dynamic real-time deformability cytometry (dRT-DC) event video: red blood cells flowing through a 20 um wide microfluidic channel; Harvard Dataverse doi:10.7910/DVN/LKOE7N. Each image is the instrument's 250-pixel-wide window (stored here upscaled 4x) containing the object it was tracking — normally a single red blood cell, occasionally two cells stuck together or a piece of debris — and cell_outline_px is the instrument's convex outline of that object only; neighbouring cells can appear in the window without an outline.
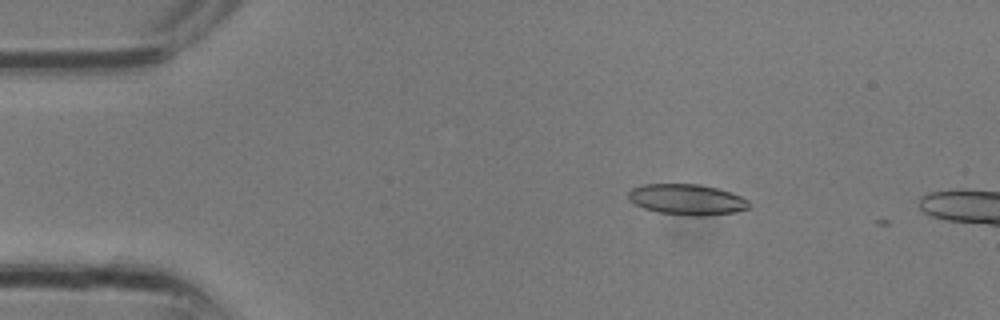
{"species": "common noctule bat (a hibernating species)", "species_latin": "Nyctalus noctula", "temperature_condition": "room temperature", "stored_images_in_passage": 7, "camera_frame_rate_fps": 3000, "um_per_image_px": 0.085, "animal": {"sex": "male", "body_mass_g": 13.3}, "frame": {"image": 1, "passage_image": 4, "time_ms": 1.0, "image_size_px": [1000, 320], "cell_outline_px": [[752, 204], [748, 208], [736, 212], [704, 216], [692, 216], [660, 212], [644, 208], [628, 200], [628, 192], [632, 188], [644, 184], [700, 184], [720, 188], [732, 192], [748, 200]], "centroid_in_image_um": [58.43, 16.95], "position_along_channel_um": 26.6, "area_um2": 21.79}}